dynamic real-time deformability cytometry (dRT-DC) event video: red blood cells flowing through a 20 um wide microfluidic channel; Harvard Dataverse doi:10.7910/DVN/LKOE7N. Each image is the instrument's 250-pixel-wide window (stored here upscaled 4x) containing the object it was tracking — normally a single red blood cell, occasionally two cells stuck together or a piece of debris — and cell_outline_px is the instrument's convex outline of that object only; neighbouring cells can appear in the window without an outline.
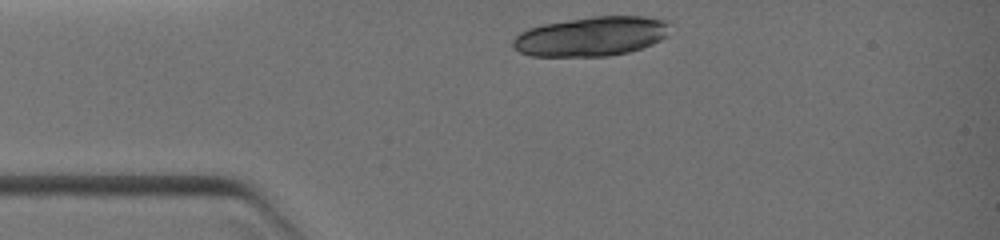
{"species": "common noctule bat (a hibernating species)", "species_latin": "Nyctalus noctula", "temperature_condition": "warm", "stored_images_in_passage": 2, "camera_frame_rate_fps": 3000, "um_per_image_px": 0.085, "animal": {"sex": "female", "body_mass_g": 19.0, "forearm_length_mm": 51.5}, "frame": {"image": 1, "passage_image": 1, "time_ms": 0.0, "image_size_px": [1000, 240], "cell_outline_px": [[668, 36], [652, 44], [628, 52], [608, 56], [532, 56], [520, 52], [512, 44], [512, 40], [520, 32], [528, 28], [544, 24], [592, 16], [644, 16], [668, 20]], "centroid_in_image_um": [50.28, 3.08], "position_along_channel_um": 34.7, "area_um2": 36.07}}